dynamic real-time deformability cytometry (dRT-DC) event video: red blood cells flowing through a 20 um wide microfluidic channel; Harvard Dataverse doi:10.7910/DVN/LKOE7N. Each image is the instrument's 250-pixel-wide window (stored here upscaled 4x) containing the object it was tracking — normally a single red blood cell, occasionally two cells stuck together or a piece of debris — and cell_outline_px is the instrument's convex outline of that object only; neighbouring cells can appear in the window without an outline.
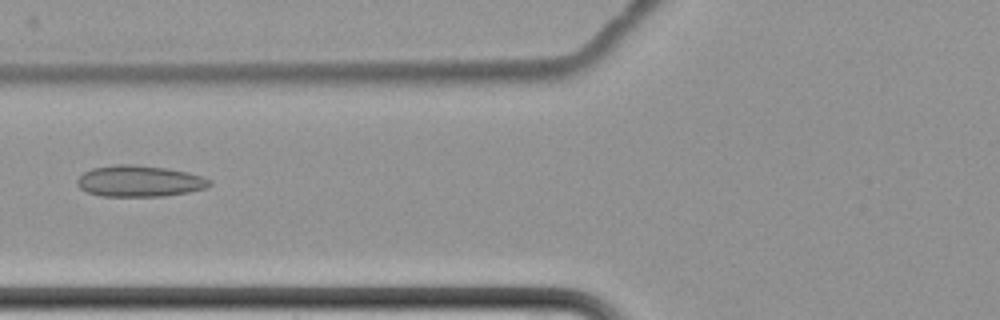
{"species": "common noctule bat (a hibernating species)", "species_latin": "Nyctalus noctula", "temperature_condition": "cold", "stored_images_in_passage": 10, "camera_frame_rate_fps": 3000, "um_per_image_px": 0.085, "animal": {"sex": "female", "body_mass_g": 22.7, "forearm_length_mm": 54.2}, "frame": {"image": 1, "passage_image": 7, "time_ms": 8.333, "image_size_px": [1000, 320], "cell_outline_px": [[212, 184], [208, 188], [188, 192], [164, 196], [100, 196], [88, 192], [80, 188], [76, 184], [76, 180], [84, 172], [92, 168], [116, 164], [132, 164], [168, 168], [188, 172], [212, 180]], "centroid_in_image_um": [11.87, 15.39], "position_along_channel_um": 113.9, "area_um2": 24.28}}
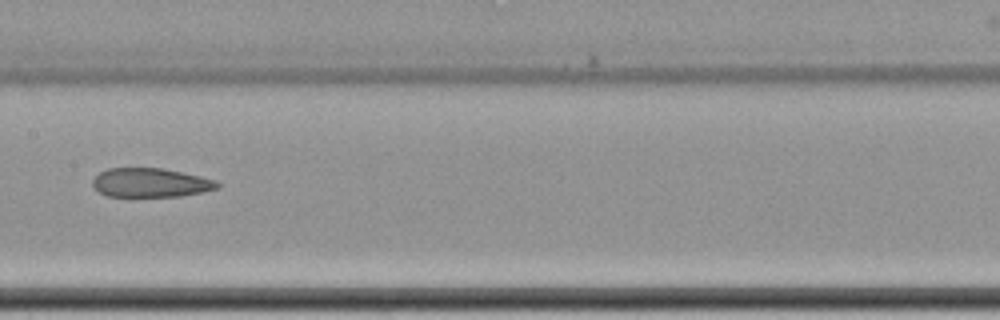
{"frame": {"image": 2, "passage_image": 9, "time_ms": 10.667, "image_size_px": [1000, 320], "cell_outline_px": [[220, 188], [204, 192], [180, 196], [108, 196], [100, 192], [92, 184], [92, 180], [100, 172], [108, 168], [164, 168], [200, 176], [216, 180], [220, 184]], "centroid_in_image_um": [12.84, 15.52], "position_along_channel_um": 194.6, "area_um2": 21.1}}
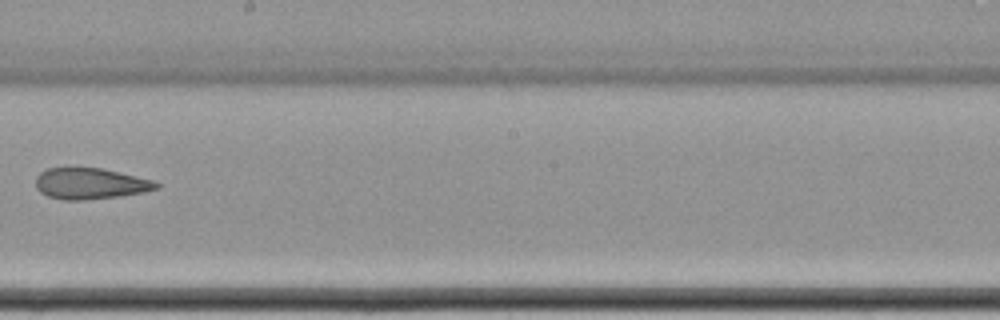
{"frame": {"image": 3, "passage_image": 10, "time_ms": 12.0, "image_size_px": [1000, 320], "cell_outline_px": [[160, 188], [144, 192], [120, 196], [84, 200], [64, 200], [48, 196], [40, 192], [36, 188], [36, 176], [40, 172], [48, 168], [72, 164], [100, 168], [152, 180], [160, 184]], "centroid_in_image_um": [7.61, 15.57], "position_along_channel_um": 240.6, "area_um2": 22.48}}